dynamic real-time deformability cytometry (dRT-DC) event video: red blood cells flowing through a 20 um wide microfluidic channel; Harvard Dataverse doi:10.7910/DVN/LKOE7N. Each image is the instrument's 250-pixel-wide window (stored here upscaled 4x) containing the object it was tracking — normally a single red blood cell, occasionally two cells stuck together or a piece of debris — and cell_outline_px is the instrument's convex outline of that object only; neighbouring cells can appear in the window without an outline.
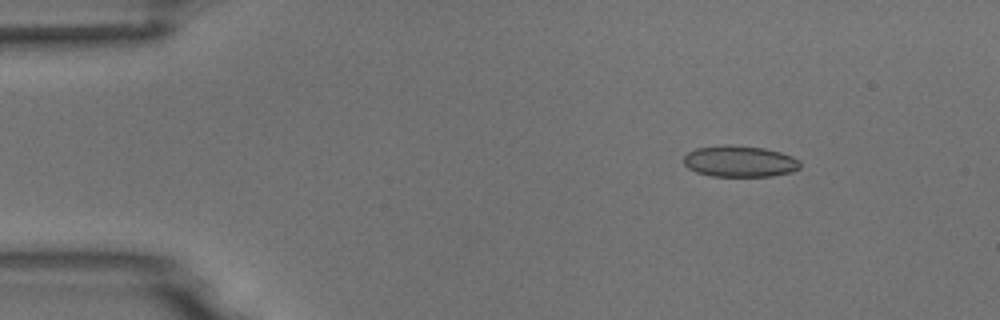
{"species": "common noctule bat (a hibernating species)", "species_latin": "Nyctalus noctula", "temperature_condition": "room temperature", "stored_images_in_passage": 4, "camera_frame_rate_fps": 3000, "um_per_image_px": 0.085, "animal": {"sex": "male", "body_mass_g": 18.8}, "frame": {"image": 1, "passage_image": 2, "time_ms": 1.333, "image_size_px": [1000, 320], "cell_outline_px": [[800, 168], [792, 172], [772, 176], [712, 176], [696, 172], [688, 168], [684, 164], [684, 156], [688, 152], [696, 148], [728, 144], [764, 148], [780, 152], [792, 156], [800, 160]], "centroid_in_image_um": [62.88, 13.71], "position_along_channel_um": 22.1, "area_um2": 21.33}}